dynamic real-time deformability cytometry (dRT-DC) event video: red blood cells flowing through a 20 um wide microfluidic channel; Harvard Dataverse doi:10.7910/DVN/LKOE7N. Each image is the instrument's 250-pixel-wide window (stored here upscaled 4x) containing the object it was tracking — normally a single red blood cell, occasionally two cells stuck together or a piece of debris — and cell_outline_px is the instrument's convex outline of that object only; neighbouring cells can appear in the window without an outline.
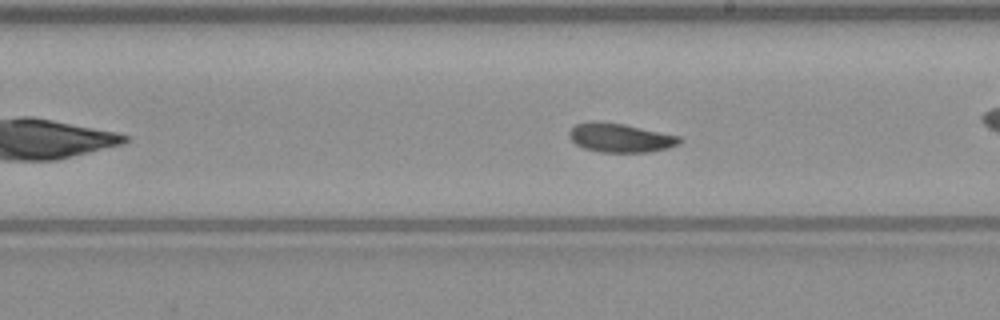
{"species": "common noctule bat (a hibernating species)", "species_latin": "Nyctalus noctula", "temperature_condition": "warm", "stored_images_in_passage": 41, "camera_frame_rate_fps": 3000, "um_per_image_px": 0.085, "animal": {"sex": "male", "body_mass_g": 23.1, "forearm_length_mm": 52.7}, "frame": {"image": 1, "passage_image": 18, "time_ms": 5.667, "image_size_px": [1000, 320], "cell_outline_px": [[680, 144], [668, 148], [648, 152], [600, 152], [584, 148], [576, 144], [568, 136], [568, 132], [576, 124], [588, 120], [596, 120], [624, 124], [680, 136]], "centroid_in_image_um": [52.69, 11.7], "position_along_channel_um": 236.3, "area_um2": 18.73}, "authors_computed_cell_mechanics": {"area_um2": 18.6116, "velocity_mm_per_s": 4.0866, "shape_relaxation_time_tau1_ms": 6.6943, "shape_relaxation_time_tau2_ms": 3.8673, "deformation_change_tau1": 0.1695, "deformation_change_tau2": 0.1016}}